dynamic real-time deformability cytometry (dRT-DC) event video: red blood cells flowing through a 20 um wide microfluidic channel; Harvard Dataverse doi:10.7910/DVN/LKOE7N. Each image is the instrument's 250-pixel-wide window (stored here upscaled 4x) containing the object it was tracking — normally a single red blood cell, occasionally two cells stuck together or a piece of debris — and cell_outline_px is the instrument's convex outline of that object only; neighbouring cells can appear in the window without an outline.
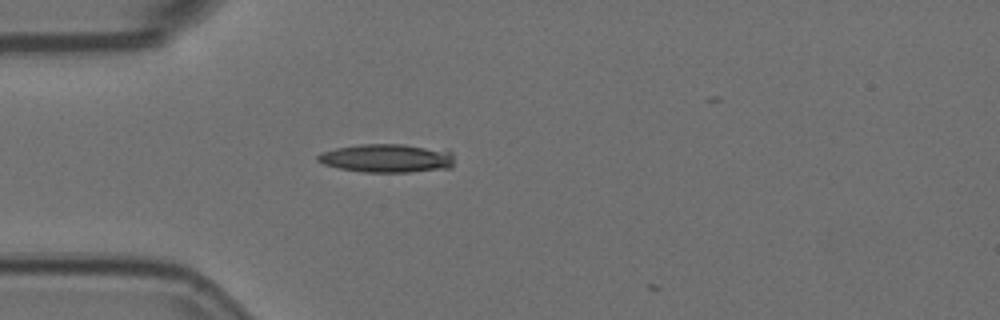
{"species": "Egyptian fruit bat (a non-hibernating species)", "species_latin": "Rousettus aegyptiacus", "temperature_condition": "room temperature", "stored_images_in_passage": 2, "camera_frame_rate_fps": 3000, "um_per_image_px": 0.085, "animal": {"sex": "female"}, "frame": {"image": 1, "passage_image": 1, "time_ms": 0.0, "image_size_px": [1000, 320], "cell_outline_px": [[452, 168], [408, 172], [364, 172], [340, 168], [324, 164], [316, 160], [316, 156], [320, 152], [336, 148], [360, 144], [404, 144], [452, 152]], "centroid_in_image_um": [32.84, 13.45], "position_along_channel_um": 52.2, "area_um2": 22.54}}